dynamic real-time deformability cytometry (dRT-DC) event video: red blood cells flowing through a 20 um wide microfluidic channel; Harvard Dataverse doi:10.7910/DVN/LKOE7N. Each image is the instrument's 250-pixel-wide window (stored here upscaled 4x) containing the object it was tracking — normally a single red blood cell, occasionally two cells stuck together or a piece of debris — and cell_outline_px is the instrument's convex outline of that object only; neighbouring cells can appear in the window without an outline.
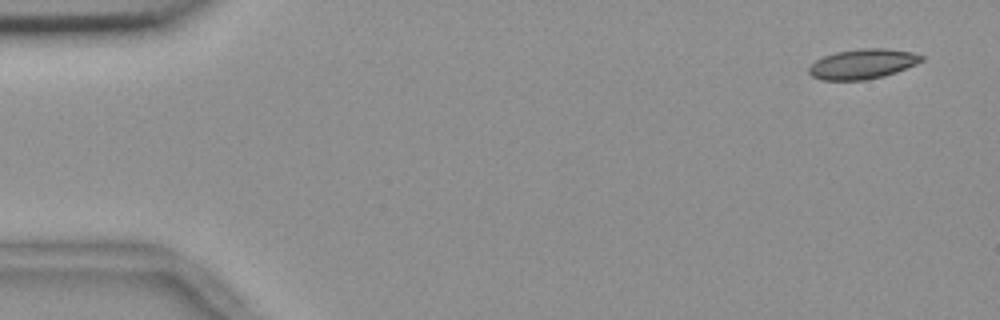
{"species": "common noctule bat (a hibernating species)", "species_latin": "Nyctalus noctula", "temperature_condition": "room temperature", "stored_images_in_passage": 51, "camera_frame_rate_fps": 3000, "um_per_image_px": 0.085, "animal": {"sex": "female", "body_mass_g": 18.4}, "frame": {"image": 1, "passage_image": 1, "time_ms": 0.0, "image_size_px": [1000, 320], "cell_outline_px": [[924, 60], [916, 64], [896, 72], [884, 76], [864, 80], [820, 80], [812, 76], [808, 72], [808, 68], [816, 60], [824, 56], [836, 52], [860, 48], [888, 48], [912, 52], [924, 56]], "centroid_in_image_um": [73.33, 5.43], "position_along_channel_um": 11.7, "area_um2": 19.71}}
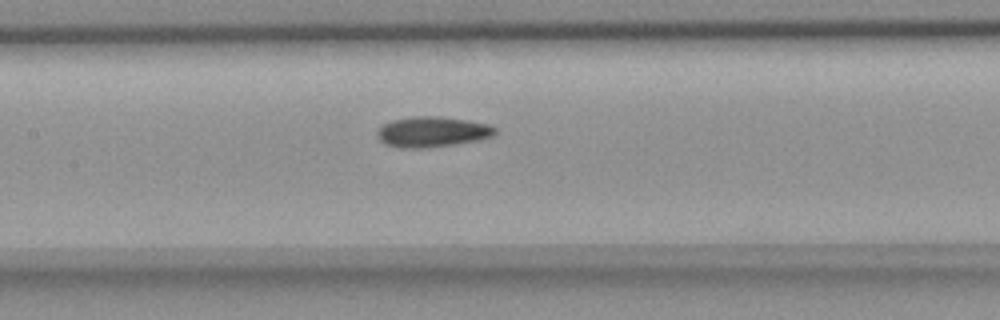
{"frame": {"image": 2, "passage_image": 24, "time_ms": 7.667, "image_size_px": [1000, 320], "cell_outline_px": [[496, 132], [492, 136], [480, 140], [428, 148], [400, 148], [384, 144], [376, 136], [376, 132], [384, 124], [392, 120], [412, 116], [440, 116], [468, 120], [488, 124], [496, 128]], "centroid_in_image_um": [36.73, 11.21], "position_along_channel_um": 170.7, "area_um2": 21.1}}
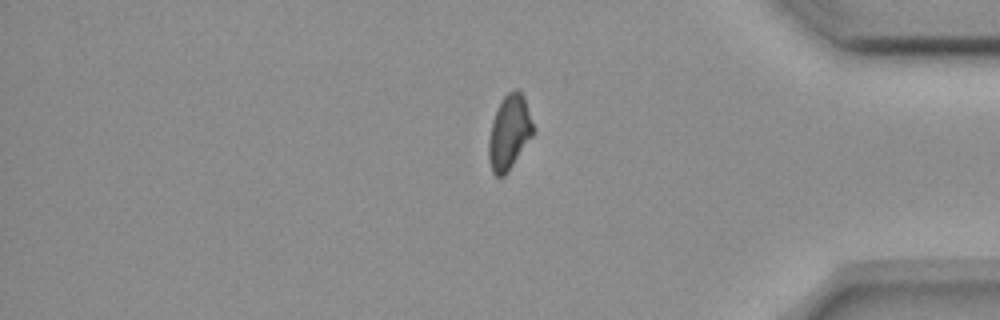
{"frame": {"image": 3, "passage_image": 44, "time_ms": 14.333, "image_size_px": [1000, 320], "cell_outline_px": [[536, 128], [532, 136], [504, 176], [496, 176], [492, 172], [488, 156], [488, 140], [492, 120], [504, 96], [508, 92], [516, 88], [524, 96]], "centroid_in_image_um": [43.3, 11.23], "position_along_channel_um": 391.9, "area_um2": 19.25}}